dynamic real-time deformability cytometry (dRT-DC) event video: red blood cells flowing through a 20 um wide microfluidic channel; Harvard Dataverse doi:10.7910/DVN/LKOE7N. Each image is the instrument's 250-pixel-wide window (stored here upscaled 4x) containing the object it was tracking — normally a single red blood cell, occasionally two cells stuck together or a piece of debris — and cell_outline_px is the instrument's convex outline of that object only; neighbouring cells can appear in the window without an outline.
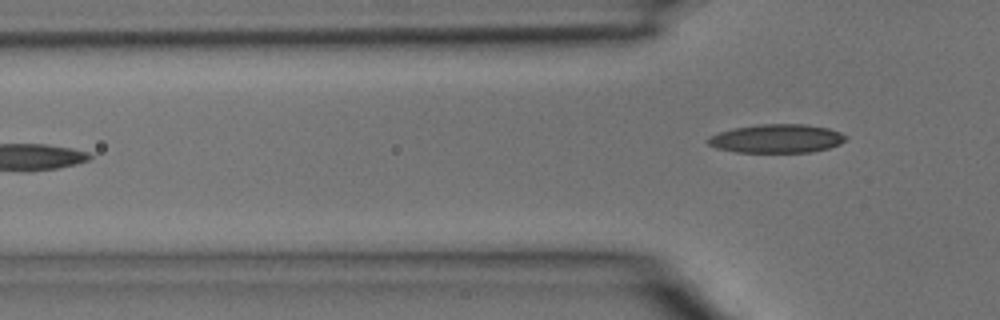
{"species": "common noctule bat (a hibernating species)", "species_latin": "Nyctalus noctula", "temperature_condition": "room temperature", "stored_images_in_passage": 4, "camera_frame_rate_fps": 3000, "um_per_image_px": 0.085, "animal": {"sex": "male", "body_mass_g": 15.6}, "frame": {"image": 1, "passage_image": 4, "time_ms": 1.0, "image_size_px": [1000, 320], "cell_outline_px": [[848, 136], [840, 144], [828, 148], [812, 152], [736, 152], [716, 148], [708, 144], [708, 136], [732, 128], [760, 124], [808, 124], [828, 128], [840, 132]], "centroid_in_image_um": [66.02, 11.77], "position_along_channel_um": 59.8, "area_um2": 23.06}}